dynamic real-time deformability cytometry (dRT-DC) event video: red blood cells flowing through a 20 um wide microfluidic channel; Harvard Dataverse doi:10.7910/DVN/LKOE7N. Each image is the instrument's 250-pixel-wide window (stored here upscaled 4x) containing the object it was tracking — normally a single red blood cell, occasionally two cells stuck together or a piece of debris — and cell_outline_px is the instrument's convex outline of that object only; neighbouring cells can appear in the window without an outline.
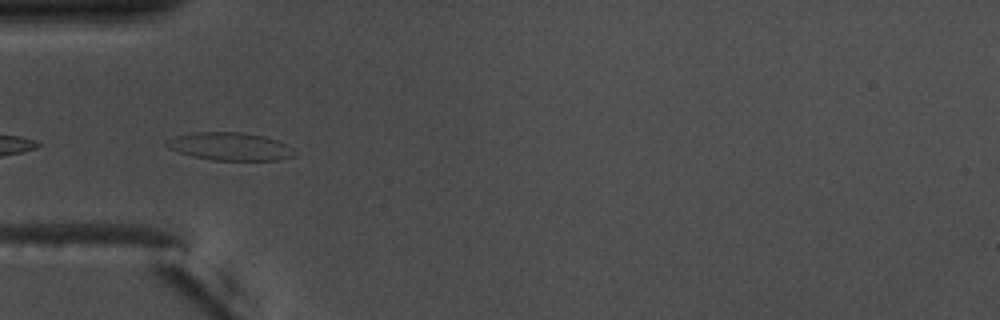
{"species": "common noctule bat (a hibernating species)", "species_latin": "Nyctalus noctula", "temperature_condition": "warm", "stored_images_in_passage": 4, "camera_frame_rate_fps": 3000, "um_per_image_px": 0.085, "animal": {"sex": "male", "body_mass_g": 17.5, "forearm_length_mm": 52.3}, "frame": {"image": 1, "passage_image": 2, "time_ms": 0.333, "image_size_px": [1000, 320], "cell_outline_px": [[296, 156], [280, 160], [212, 160], [192, 156], [168, 148], [164, 144], [176, 136], [196, 132], [240, 132], [264, 136], [280, 140], [292, 148], [296, 152]], "centroid_in_image_um": [19.62, 12.45], "position_along_channel_um": 65.4, "area_um2": 20.81}}